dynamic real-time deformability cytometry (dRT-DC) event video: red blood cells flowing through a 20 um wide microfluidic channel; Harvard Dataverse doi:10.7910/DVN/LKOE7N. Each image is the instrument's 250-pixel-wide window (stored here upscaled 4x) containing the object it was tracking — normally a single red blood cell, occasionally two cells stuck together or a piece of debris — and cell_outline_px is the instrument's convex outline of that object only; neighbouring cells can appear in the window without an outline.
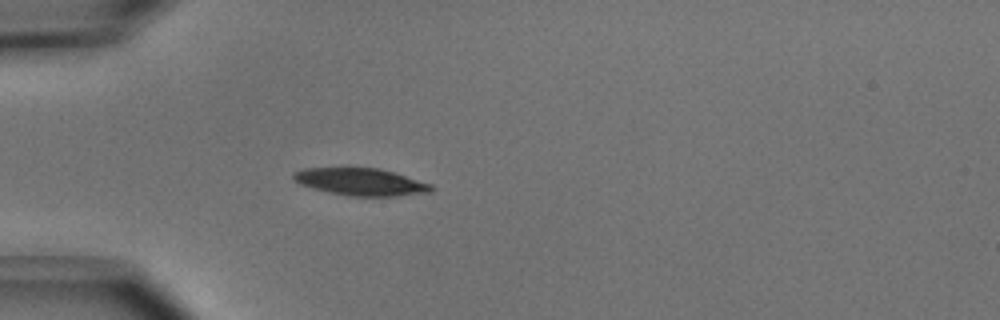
{"species": "common noctule bat (a hibernating species)", "species_latin": "Nyctalus noctula", "temperature_condition": "cold", "stored_images_in_passage": 37, "camera_frame_rate_fps": 3000, "um_per_image_px": 0.085, "animal": {"sex": "male", "body_mass_g": 15.6}, "frame": {"image": 1, "passage_image": 1, "time_ms": 0.0, "image_size_px": [1000, 320], "cell_outline_px": [[432, 192], [400, 196], [348, 196], [300, 184], [292, 176], [292, 172], [304, 168], [376, 168], [392, 172], [432, 184]], "centroid_in_image_um": [30.69, 15.46], "position_along_channel_um": 54.3, "area_um2": 21.56}}
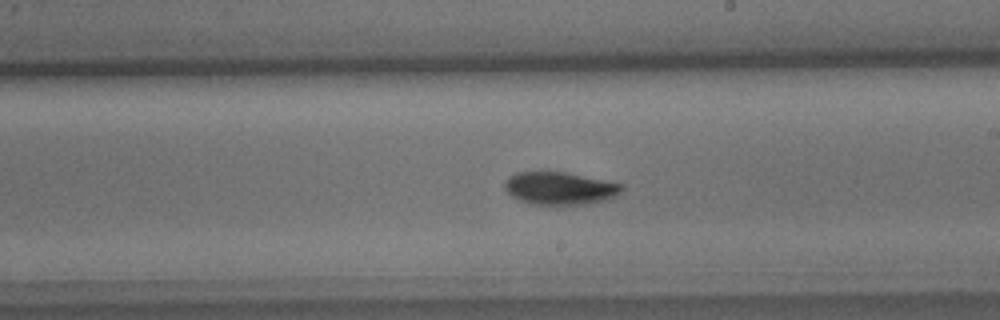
{"frame": {"image": 2, "passage_image": 16, "time_ms": 5.0, "image_size_px": [1000, 320], "cell_outline_px": [[624, 188], [616, 196], [608, 200], [592, 204], [532, 204], [520, 200], [512, 196], [504, 188], [504, 184], [508, 176], [516, 172], [564, 172], [624, 184]], "centroid_in_image_um": [47.61, 16.01], "position_along_channel_um": 241.4, "area_um2": 22.31}}
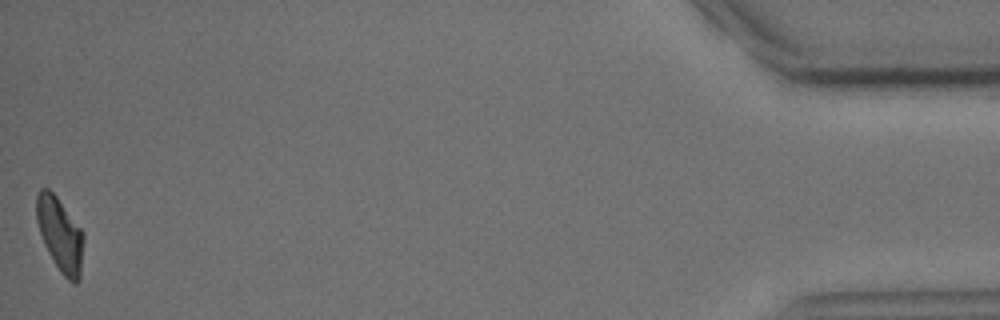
{"frame": {"image": 3, "passage_image": 37, "time_ms": 12.0, "image_size_px": [1000, 320], "cell_outline_px": [[84, 240], [80, 280], [76, 284], [72, 284], [60, 272], [48, 252], [44, 244], [36, 220], [36, 192], [40, 188], [48, 188], [56, 196], [84, 232]], "centroid_in_image_um": [5.11, 19.95], "position_along_channel_um": 430.1, "area_um2": 20.52}, "authors_computed_cell_mechanics": {"area_um2": 21.5594, "velocity_mm_per_s": 3.9373, "shape_relaxation_time_tau1_ms": 1.8856, "shape_relaxation_time_tau2_ms": null, "deformation_change_tau1": 0.1136, "deformation_change_tau2": null}}